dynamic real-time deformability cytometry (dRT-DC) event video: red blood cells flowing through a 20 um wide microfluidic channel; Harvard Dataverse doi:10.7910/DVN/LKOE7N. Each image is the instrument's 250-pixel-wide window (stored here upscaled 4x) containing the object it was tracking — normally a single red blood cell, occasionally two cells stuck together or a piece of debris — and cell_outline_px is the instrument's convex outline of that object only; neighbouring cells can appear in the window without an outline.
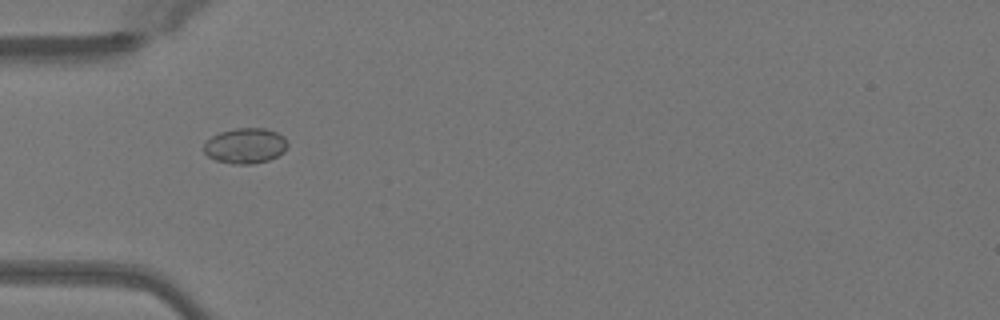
{"species": "Egyptian fruit bat (a non-hibernating species)", "species_latin": "Rousettus aegyptiacus", "temperature_condition": "warm", "stored_images_in_passage": 38, "camera_frame_rate_fps": 3000, "um_per_image_px": 0.085, "animal": {"sex": "female"}, "frame": {"image": 1, "passage_image": 4, "time_ms": 1.0, "image_size_px": [1000, 320], "cell_outline_px": [[288, 144], [284, 152], [268, 160], [252, 164], [232, 164], [216, 160], [208, 156], [204, 152], [204, 144], [212, 136], [220, 132], [236, 128], [264, 128], [276, 132], [284, 136]], "centroid_in_image_um": [20.86, 12.39], "position_along_channel_um": 64.1, "area_um2": 17.22}}
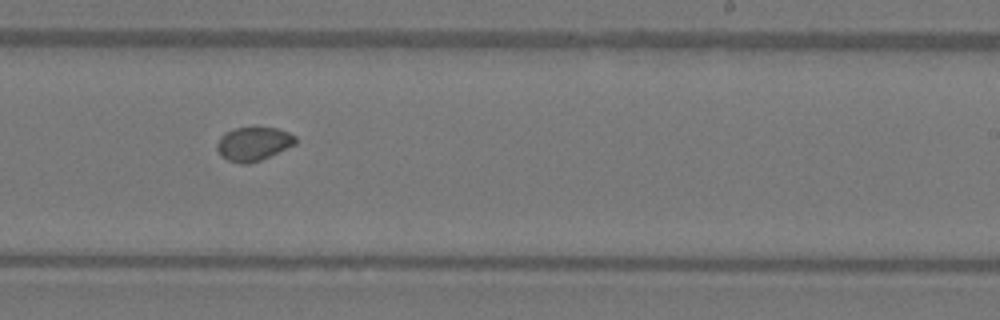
{"frame": {"image": 2, "passage_image": 19, "time_ms": 6.0, "image_size_px": [1000, 320], "cell_outline_px": [[296, 144], [260, 160], [248, 164], [240, 164], [228, 160], [220, 156], [216, 148], [216, 144], [220, 136], [224, 132], [232, 128], [256, 124], [276, 128], [288, 132], [296, 136]], "centroid_in_image_um": [21.51, 12.17], "position_along_channel_um": 267.5, "area_um2": 16.13}}
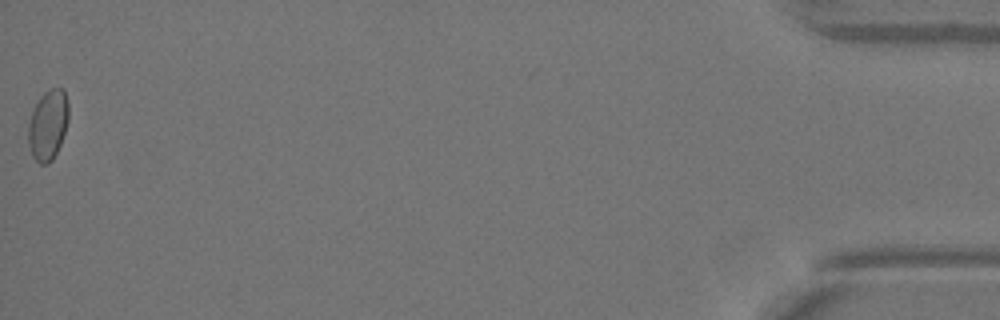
{"frame": {"image": 3, "passage_image": 38, "time_ms": 12.333, "image_size_px": [1000, 320], "cell_outline_px": [[68, 120], [60, 144], [52, 160], [48, 164], [40, 164], [32, 156], [28, 144], [28, 124], [32, 108], [40, 96], [44, 92], [52, 88], [64, 88], [68, 100]], "centroid_in_image_um": [4.06, 10.59], "position_along_channel_um": 431.1, "area_um2": 16.65}, "authors_computed_cell_mechanics": {"area_um2": 15.7505, "velocity_mm_per_s": 4.0887, "shape_relaxation_time_tau1_ms": null, "shape_relaxation_time_tau2_ms": 2.4073, "deformation_change_tau1": null, "deformation_change_tau2": 0.0278}}